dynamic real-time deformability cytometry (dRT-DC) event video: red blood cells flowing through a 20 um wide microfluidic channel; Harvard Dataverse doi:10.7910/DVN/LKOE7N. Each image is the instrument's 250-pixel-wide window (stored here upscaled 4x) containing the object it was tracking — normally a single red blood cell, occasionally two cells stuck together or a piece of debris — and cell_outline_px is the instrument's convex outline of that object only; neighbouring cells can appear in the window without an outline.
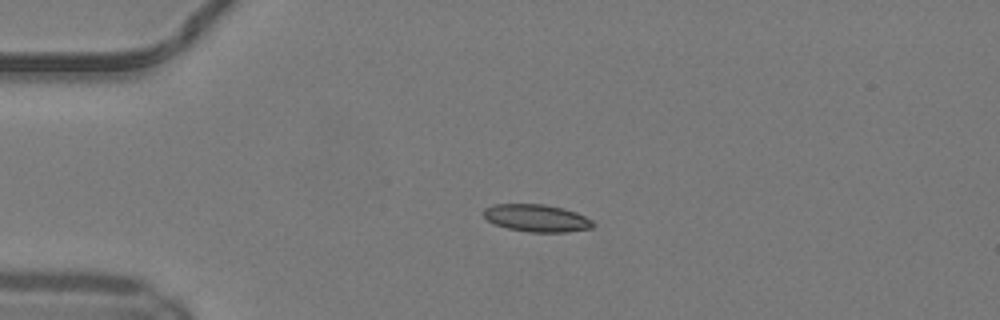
{"species": "common noctule bat (a hibernating species)", "species_latin": "Nyctalus noctula", "temperature_condition": "warm", "stored_images_in_passage": 29, "camera_frame_rate_fps": 3000, "um_per_image_px": 0.085, "animal": {"sex": "male", "body_mass_g": 19.2, "forearm_length_mm": 51.8}, "frame": {"image": 1, "passage_image": 1, "time_ms": 0.0, "image_size_px": [1000, 320], "cell_outline_px": [[596, 224], [592, 228], [568, 232], [528, 232], [508, 228], [496, 224], [488, 220], [484, 216], [484, 208], [492, 204], [544, 204], [576, 212], [592, 220]], "centroid_in_image_um": [45.63, 18.54], "position_along_channel_um": 39.4, "area_um2": 17.4}}
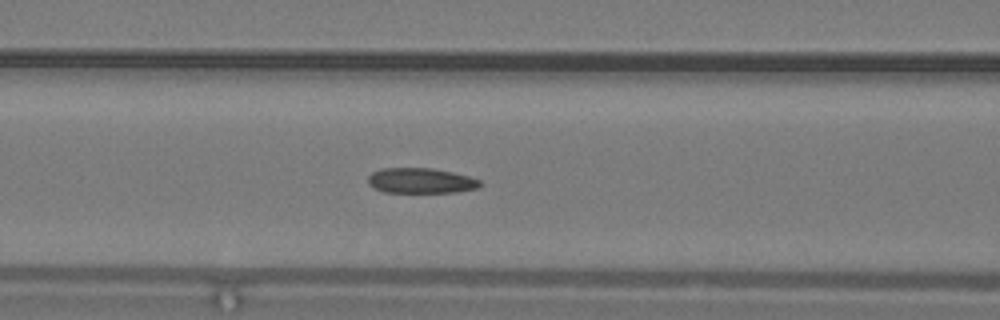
{"frame": {"image": 2, "passage_image": 10, "time_ms": 3.0, "image_size_px": [1000, 320], "cell_outline_px": [[484, 184], [476, 188], [456, 192], [384, 192], [372, 188], [368, 184], [368, 176], [372, 172], [380, 168], [432, 168], [452, 172], [468, 176], [480, 180]], "centroid_in_image_um": [35.74, 15.35], "position_along_channel_um": 130.9, "area_um2": 16.59}}
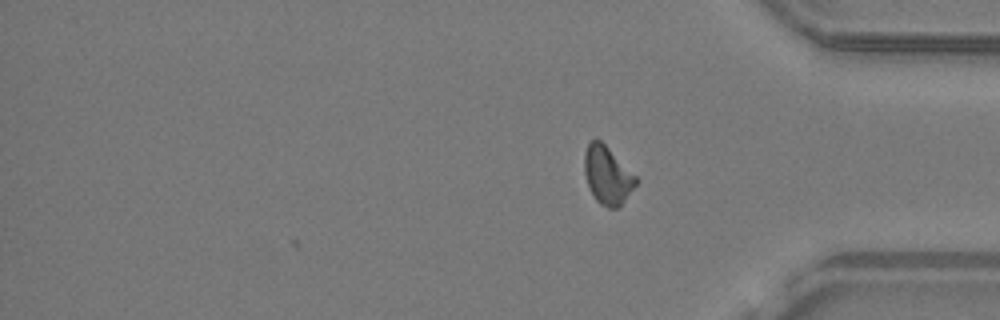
{"frame": {"image": 3, "passage_image": 29, "time_ms": 9.333, "image_size_px": [1000, 320], "cell_outline_px": [[640, 180], [624, 200], [616, 208], [608, 208], [600, 204], [596, 200], [588, 188], [584, 172], [584, 152], [588, 140], [596, 136]], "centroid_in_image_um": [51.59, 14.86], "position_along_channel_um": 383.6, "area_um2": 17.51}, "authors_computed_cell_mechanics": {"area_um2": 17.1088, "velocity_mm_per_s": 4.1717, "shape_relaxation_time_tau1_ms": null, "shape_relaxation_time_tau2_ms": 2.8564, "deformation_change_tau1": null, "deformation_change_tau2": 0.0966}}